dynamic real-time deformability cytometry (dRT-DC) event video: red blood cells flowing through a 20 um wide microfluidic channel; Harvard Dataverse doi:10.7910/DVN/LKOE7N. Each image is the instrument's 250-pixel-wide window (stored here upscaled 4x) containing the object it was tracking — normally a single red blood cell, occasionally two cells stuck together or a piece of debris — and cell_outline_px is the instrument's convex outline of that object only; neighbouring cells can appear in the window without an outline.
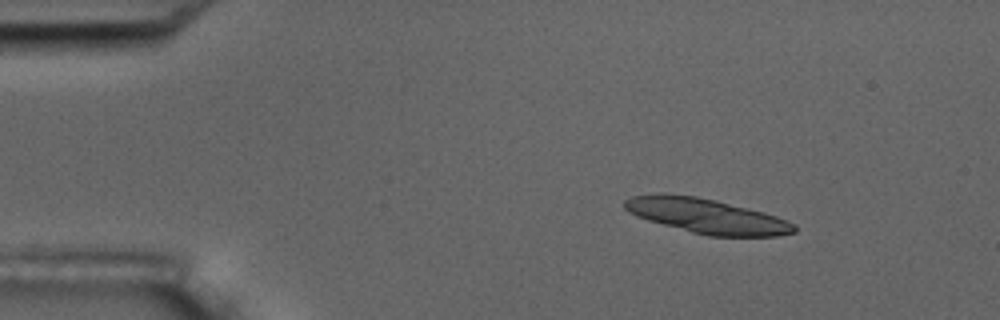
{"species": "common noctule bat (a hibernating species)", "species_latin": "Nyctalus noctula", "temperature_condition": "room temperature", "stored_images_in_passage": 7, "camera_frame_rate_fps": 3000, "um_per_image_px": 0.085, "animal": {"sex": "male", "body_mass_g": 17.5, "forearm_length_mm": 52.3}, "frame": {"image": 1, "passage_image": 1, "time_ms": 0.0, "image_size_px": [1000, 320], "cell_outline_px": [[796, 232], [776, 236], [708, 236], [692, 232], [648, 220], [636, 216], [628, 212], [624, 208], [624, 200], [632, 196], [660, 192], [664, 192], [696, 196], [716, 200], [764, 212], [788, 220], [796, 224]], "centroid_in_image_um": [60.05, 18.34], "position_along_channel_um": 24.9, "area_um2": 34.56}}
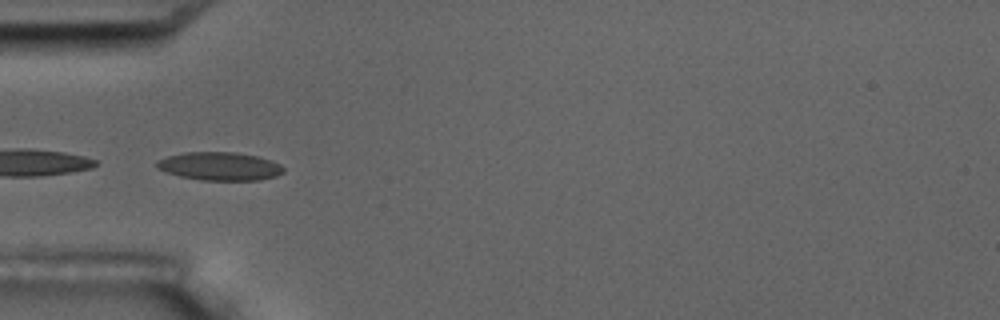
{"frame": {"image": 2, "passage_image": 4, "time_ms": 3.333, "image_size_px": [1000, 320], "cell_outline_px": [[284, 172], [276, 176], [260, 180], [200, 180], [180, 176], [156, 168], [156, 160], [168, 156], [184, 152], [236, 152], [256, 156], [280, 164], [284, 168]], "centroid_in_image_um": [18.66, 14.13], "position_along_channel_um": 66.3, "area_um2": 20.81}}
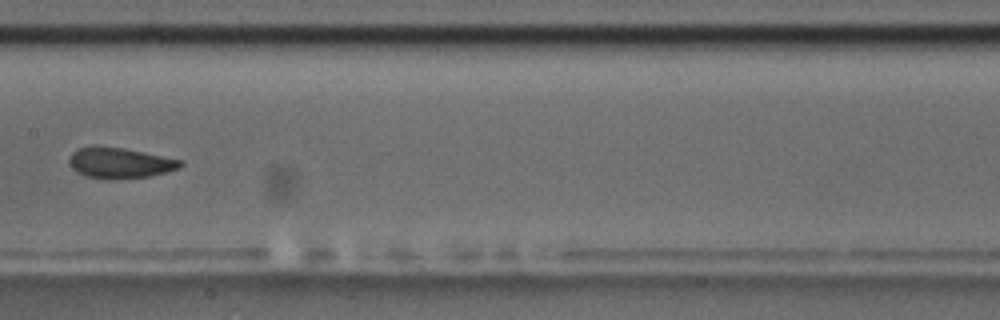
{"frame": {"image": 3, "passage_image": 7, "time_ms": 7.0, "image_size_px": [1000, 320], "cell_outline_px": [[184, 164], [180, 168], [148, 176], [108, 180], [84, 176], [76, 172], [72, 168], [68, 160], [72, 152], [76, 148], [92, 144], [124, 148], [184, 160]], "centroid_in_image_um": [10.14, 13.83], "position_along_channel_um": 197.3, "area_um2": 20.35}}